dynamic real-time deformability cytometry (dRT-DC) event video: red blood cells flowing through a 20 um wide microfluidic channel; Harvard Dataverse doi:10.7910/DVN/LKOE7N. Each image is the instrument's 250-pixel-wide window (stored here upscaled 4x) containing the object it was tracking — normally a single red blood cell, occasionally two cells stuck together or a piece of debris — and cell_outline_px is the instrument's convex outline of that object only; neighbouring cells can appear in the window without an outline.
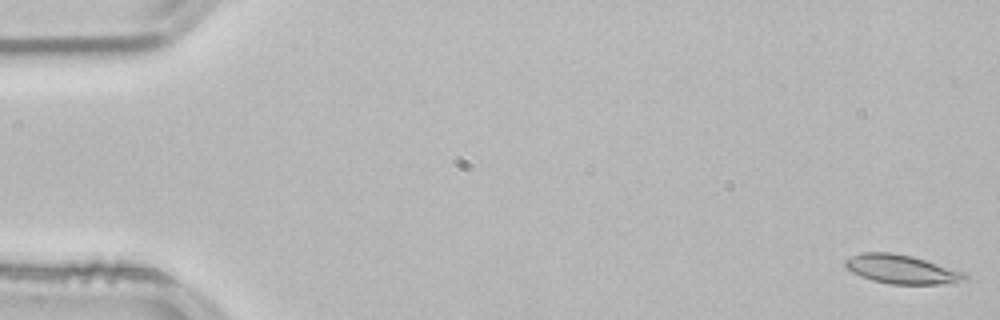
{"species": "common noctule bat (a hibernating species)", "species_latin": "Nyctalus noctula", "temperature_condition": "room temperature", "stored_images_in_passage": 17, "camera_frame_rate_fps": 3000, "um_per_image_px": 0.085, "animal": {"sex": "male", "body_mass_g": 21.5, "forearm_length_mm": 52.0}, "frame": {"image": 1, "passage_image": 1, "time_ms": 0.0, "image_size_px": [1000, 320], "cell_outline_px": [[968, 280], [956, 284], [892, 284], [872, 280], [860, 276], [852, 272], [844, 264], [844, 260], [852, 256], [864, 252], [892, 252], [912, 256], [964, 272], [968, 276]], "centroid_in_image_um": [76.68, 22.9], "position_along_channel_um": 8.3, "area_um2": 20.23}}
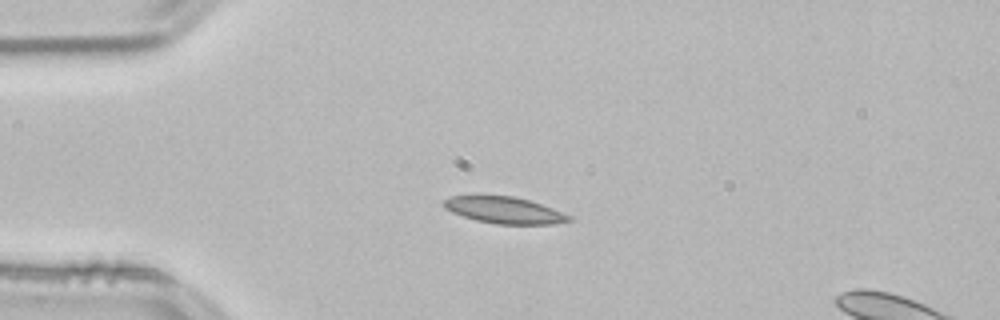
{"frame": {"image": 2, "passage_image": 13, "time_ms": 4.0, "image_size_px": [1000, 320], "cell_outline_px": [[572, 220], [552, 224], [496, 224], [476, 220], [452, 212], [444, 208], [444, 200], [448, 196], [472, 192], [480, 192], [512, 196], [528, 200], [552, 208], [572, 216]], "centroid_in_image_um": [42.75, 17.8], "position_along_channel_um": 42.2, "area_um2": 20.17}}